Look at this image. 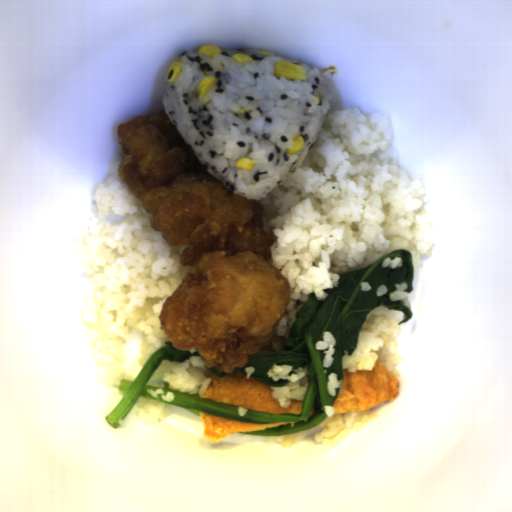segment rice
Segmentation results:
<instances>
[{
  "label": "rice",
  "instance_id": "rice-11",
  "mask_svg": "<svg viewBox=\"0 0 512 512\" xmlns=\"http://www.w3.org/2000/svg\"><path fill=\"white\" fill-rule=\"evenodd\" d=\"M304 432V431H303ZM303 432L291 435H265L267 443L282 447H293L302 437Z\"/></svg>",
  "mask_w": 512,
  "mask_h": 512
},
{
  "label": "rice",
  "instance_id": "rice-7",
  "mask_svg": "<svg viewBox=\"0 0 512 512\" xmlns=\"http://www.w3.org/2000/svg\"><path fill=\"white\" fill-rule=\"evenodd\" d=\"M325 419L317 424L320 430L315 432L314 440L319 444H329L340 440L347 433L369 422H374L377 415L370 408L360 412L335 413L333 405L324 406Z\"/></svg>",
  "mask_w": 512,
  "mask_h": 512
},
{
  "label": "rice",
  "instance_id": "rice-13",
  "mask_svg": "<svg viewBox=\"0 0 512 512\" xmlns=\"http://www.w3.org/2000/svg\"><path fill=\"white\" fill-rule=\"evenodd\" d=\"M403 260L400 257H385L382 261L381 267L383 268H389V269H396L400 266H402Z\"/></svg>",
  "mask_w": 512,
  "mask_h": 512
},
{
  "label": "rice",
  "instance_id": "rice-15",
  "mask_svg": "<svg viewBox=\"0 0 512 512\" xmlns=\"http://www.w3.org/2000/svg\"><path fill=\"white\" fill-rule=\"evenodd\" d=\"M361 291L368 292L372 289L371 284L368 281L360 283Z\"/></svg>",
  "mask_w": 512,
  "mask_h": 512
},
{
  "label": "rice",
  "instance_id": "rice-8",
  "mask_svg": "<svg viewBox=\"0 0 512 512\" xmlns=\"http://www.w3.org/2000/svg\"><path fill=\"white\" fill-rule=\"evenodd\" d=\"M136 405V414L147 427L158 425L171 413V404L156 402L143 397L137 400Z\"/></svg>",
  "mask_w": 512,
  "mask_h": 512
},
{
  "label": "rice",
  "instance_id": "rice-12",
  "mask_svg": "<svg viewBox=\"0 0 512 512\" xmlns=\"http://www.w3.org/2000/svg\"><path fill=\"white\" fill-rule=\"evenodd\" d=\"M340 389H342V382L341 380H338L337 373H330L326 381L327 395L335 397Z\"/></svg>",
  "mask_w": 512,
  "mask_h": 512
},
{
  "label": "rice",
  "instance_id": "rice-5",
  "mask_svg": "<svg viewBox=\"0 0 512 512\" xmlns=\"http://www.w3.org/2000/svg\"><path fill=\"white\" fill-rule=\"evenodd\" d=\"M213 375L206 367L202 356L193 355L183 362L162 361L152 377L148 380L149 388L146 391L154 398L160 396V400L172 402L175 398L172 391H177L188 396L202 397ZM165 383L169 391L164 392Z\"/></svg>",
  "mask_w": 512,
  "mask_h": 512
},
{
  "label": "rice",
  "instance_id": "rice-14",
  "mask_svg": "<svg viewBox=\"0 0 512 512\" xmlns=\"http://www.w3.org/2000/svg\"><path fill=\"white\" fill-rule=\"evenodd\" d=\"M387 290L388 288L385 285H379L375 292L376 298L384 296L387 293Z\"/></svg>",
  "mask_w": 512,
  "mask_h": 512
},
{
  "label": "rice",
  "instance_id": "rice-3",
  "mask_svg": "<svg viewBox=\"0 0 512 512\" xmlns=\"http://www.w3.org/2000/svg\"><path fill=\"white\" fill-rule=\"evenodd\" d=\"M109 163L105 178L94 184L91 216L82 237L70 244L72 266L91 285V304L82 320L96 330L88 356L107 368L121 367L133 334L141 337L138 364L143 368L168 341L159 314L189 265H182L186 247L168 245L153 227L129 184Z\"/></svg>",
  "mask_w": 512,
  "mask_h": 512
},
{
  "label": "rice",
  "instance_id": "rice-1",
  "mask_svg": "<svg viewBox=\"0 0 512 512\" xmlns=\"http://www.w3.org/2000/svg\"><path fill=\"white\" fill-rule=\"evenodd\" d=\"M397 163L384 112L335 108L295 173L261 198L262 229L275 240L271 259L291 297L257 354L285 349L309 295L325 300V290L348 272L405 249L412 253L413 278L419 274L436 246L423 236L428 188Z\"/></svg>",
  "mask_w": 512,
  "mask_h": 512
},
{
  "label": "rice",
  "instance_id": "rice-2",
  "mask_svg": "<svg viewBox=\"0 0 512 512\" xmlns=\"http://www.w3.org/2000/svg\"><path fill=\"white\" fill-rule=\"evenodd\" d=\"M219 49L213 57L193 49L178 55L181 70L167 84L163 109L208 174L229 193L259 203L295 174L314 147L335 98L328 86L332 72L268 50ZM234 53L253 60L235 62ZM280 60L307 68V80L276 77ZM208 75L218 83L213 100L203 105L196 87ZM298 134L304 149L286 154ZM245 156L256 160L252 171L235 168Z\"/></svg>",
  "mask_w": 512,
  "mask_h": 512
},
{
  "label": "rice",
  "instance_id": "rice-4",
  "mask_svg": "<svg viewBox=\"0 0 512 512\" xmlns=\"http://www.w3.org/2000/svg\"><path fill=\"white\" fill-rule=\"evenodd\" d=\"M404 317L402 311L385 309L382 306L372 309L358 333L354 353L342 355L343 371H369L378 361L398 380L399 363L393 351L396 347L398 326Z\"/></svg>",
  "mask_w": 512,
  "mask_h": 512
},
{
  "label": "rice",
  "instance_id": "rice-10",
  "mask_svg": "<svg viewBox=\"0 0 512 512\" xmlns=\"http://www.w3.org/2000/svg\"><path fill=\"white\" fill-rule=\"evenodd\" d=\"M396 289L394 291H389L387 297L392 302H402L404 306L407 308H411V293L406 292L408 290V285L406 281L401 283H396L394 286Z\"/></svg>",
  "mask_w": 512,
  "mask_h": 512
},
{
  "label": "rice",
  "instance_id": "rice-6",
  "mask_svg": "<svg viewBox=\"0 0 512 512\" xmlns=\"http://www.w3.org/2000/svg\"><path fill=\"white\" fill-rule=\"evenodd\" d=\"M309 366L293 368L292 365L273 364L267 372V377L273 382L288 380L283 386H272L271 396L278 402L280 408L289 407L293 401H305L308 391Z\"/></svg>",
  "mask_w": 512,
  "mask_h": 512
},
{
  "label": "rice",
  "instance_id": "rice-16",
  "mask_svg": "<svg viewBox=\"0 0 512 512\" xmlns=\"http://www.w3.org/2000/svg\"><path fill=\"white\" fill-rule=\"evenodd\" d=\"M254 371H255L254 367H251V366L244 367V372L246 373V375H245L246 379L251 378V375L254 373Z\"/></svg>",
  "mask_w": 512,
  "mask_h": 512
},
{
  "label": "rice",
  "instance_id": "rice-9",
  "mask_svg": "<svg viewBox=\"0 0 512 512\" xmlns=\"http://www.w3.org/2000/svg\"><path fill=\"white\" fill-rule=\"evenodd\" d=\"M335 337L331 333V331H324L322 334V339L317 341L314 345L315 350H319L323 352V361L321 363L323 368L332 367L334 360V352H335Z\"/></svg>",
  "mask_w": 512,
  "mask_h": 512
}]
</instances>
